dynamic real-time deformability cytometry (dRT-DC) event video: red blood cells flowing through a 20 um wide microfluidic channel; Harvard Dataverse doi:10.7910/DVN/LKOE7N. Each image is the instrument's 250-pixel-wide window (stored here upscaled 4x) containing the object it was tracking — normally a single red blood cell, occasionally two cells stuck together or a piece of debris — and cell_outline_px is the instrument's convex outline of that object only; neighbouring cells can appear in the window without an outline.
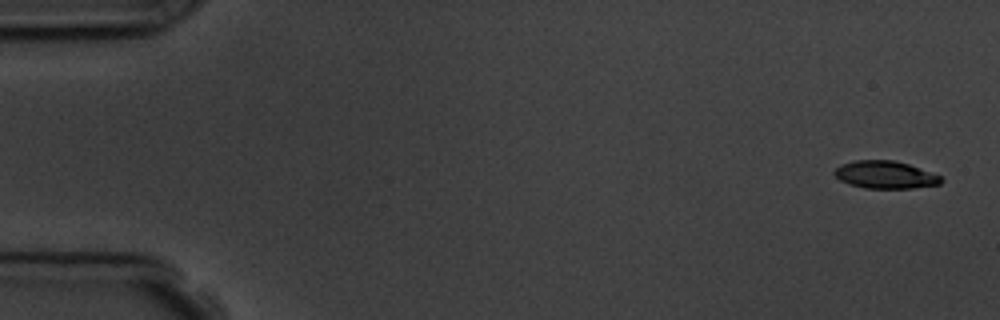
{"species": "common noctule bat (a hibernating species)", "species_latin": "Nyctalus noctula", "temperature_condition": "room temperature", "stored_images_in_passage": 6, "camera_frame_rate_fps": 3000, "um_per_image_px": 0.085, "animal": {"sex": "male", "body_mass_g": 19.5, "forearm_length_mm": 54.6}, "frame": {"image": 1, "passage_image": 1, "time_ms": 0.0, "image_size_px": [1000, 320], "cell_outline_px": [[944, 180], [940, 184], [912, 188], [864, 188], [848, 184], [840, 180], [832, 172], [840, 164], [856, 160], [892, 160], [908, 164], [940, 176]], "centroid_in_image_um": [75.21, 14.86], "position_along_channel_um": 9.8, "area_um2": 17.05}}